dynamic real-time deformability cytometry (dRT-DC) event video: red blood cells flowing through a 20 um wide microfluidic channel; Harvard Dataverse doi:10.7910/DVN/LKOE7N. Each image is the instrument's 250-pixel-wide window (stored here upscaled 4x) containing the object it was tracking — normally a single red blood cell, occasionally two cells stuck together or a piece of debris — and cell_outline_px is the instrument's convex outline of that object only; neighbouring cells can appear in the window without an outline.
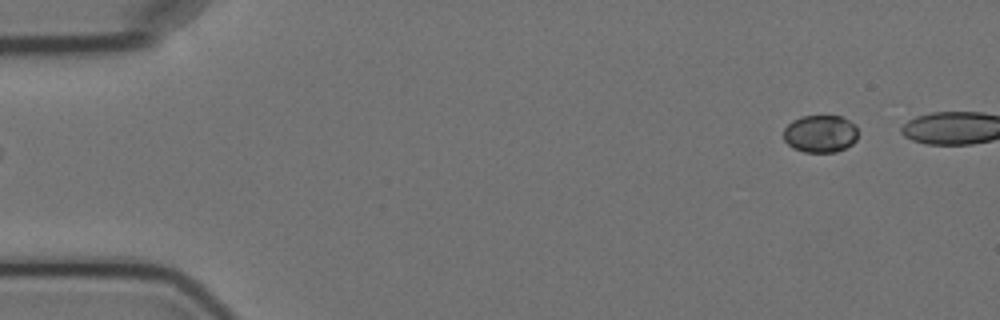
{"species": "Egyptian fruit bat (a non-hibernating species)", "species_latin": "Rousettus aegyptiacus", "temperature_condition": "cold", "stored_images_in_passage": 3, "camera_frame_rate_fps": 3000, "um_per_image_px": 0.085, "animal": {"sex": "female"}, "frame": {"image": 1, "passage_image": 3, "time_ms": 2.333, "image_size_px": [1000, 320], "cell_outline_px": [[856, 140], [852, 144], [836, 152], [804, 152], [792, 148], [784, 140], [784, 128], [792, 120], [800, 116], [840, 116], [856, 124]], "centroid_in_image_um": [69.7, 11.37], "position_along_channel_um": 15.3, "area_um2": 16.3}}